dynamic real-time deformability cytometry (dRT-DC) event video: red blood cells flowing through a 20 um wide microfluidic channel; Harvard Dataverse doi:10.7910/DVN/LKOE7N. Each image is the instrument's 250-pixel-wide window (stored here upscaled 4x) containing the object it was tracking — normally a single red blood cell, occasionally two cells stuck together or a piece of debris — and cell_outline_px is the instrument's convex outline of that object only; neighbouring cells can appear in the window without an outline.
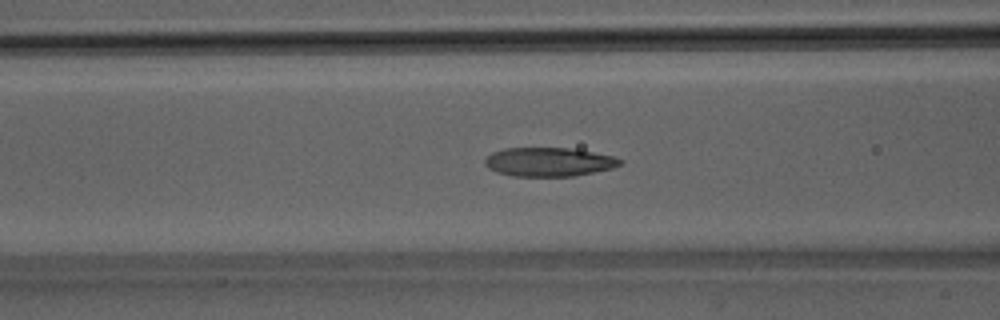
{"species": "Egyptian fruit bat (a non-hibernating species)", "species_latin": "Rousettus aegyptiacus", "temperature_condition": "room temperature", "stored_images_in_passage": 51, "camera_frame_rate_fps": 3000, "um_per_image_px": 0.085, "animal": {"sex": "male"}, "frame": {"image": 1, "passage_image": 21, "time_ms": 6.667, "image_size_px": [1000, 320], "cell_outline_px": [[624, 160], [620, 164], [612, 168], [572, 176], [512, 176], [496, 172], [488, 168], [484, 164], [484, 160], [492, 152], [504, 148], [568, 148], [592, 152], [612, 156]], "centroid_in_image_um": [46.6, 13.76], "position_along_channel_um": 120.0, "area_um2": 22.6}}
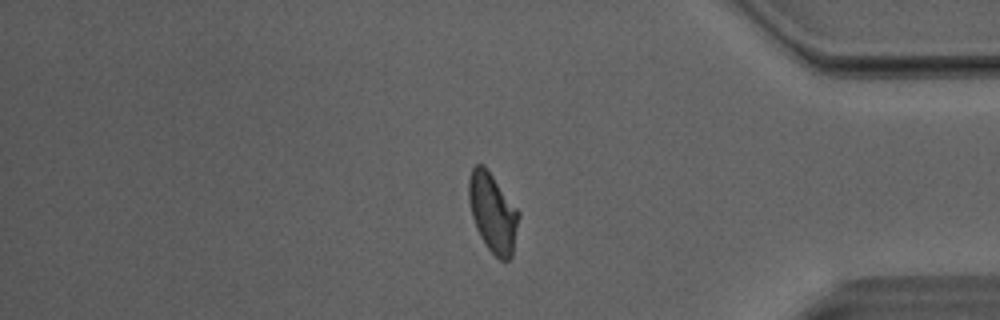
{"frame": {"image": 2, "passage_image": 43, "time_ms": 14.0, "image_size_px": [1000, 320], "cell_outline_px": [[520, 216], [512, 256], [508, 260], [500, 260], [488, 248], [480, 236], [476, 228], [472, 216], [468, 200], [468, 180], [472, 168], [476, 164], [484, 164], [520, 212]], "centroid_in_image_um": [41.88, 18.06], "position_along_channel_um": 393.3, "area_um2": 23.06}}
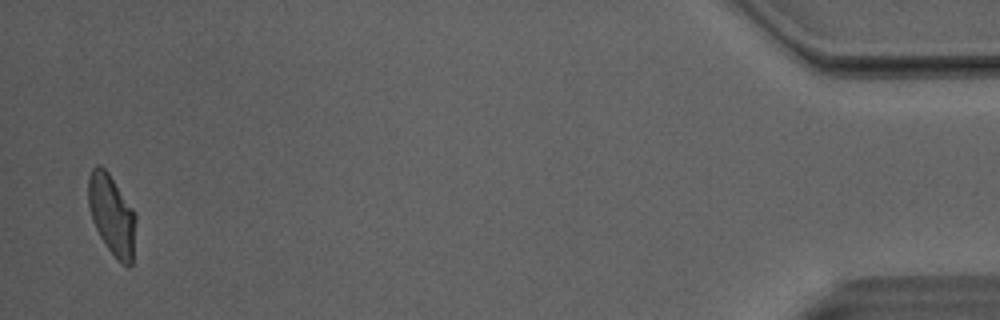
{"frame": {"image": 3, "passage_image": 50, "time_ms": 16.333, "image_size_px": [1000, 320], "cell_outline_px": [[136, 220], [132, 264], [128, 268], [108, 248], [100, 236], [92, 220], [88, 204], [88, 176], [92, 168], [96, 164], [100, 164], [108, 172], [132, 208], [136, 216]], "centroid_in_image_um": [9.49, 18.22], "position_along_channel_um": 425.7, "area_um2": 21.96}, "authors_computed_cell_mechanics": {"area_um2": 23.0622, "velocity_mm_per_s": 4.071, "shape_relaxation_time_tau1_ms": 4.3391, "shape_relaxation_time_tau2_ms": 1.4943, "deformation_change_tau1": 0.1538, "deformation_change_tau2": 0.0946}}